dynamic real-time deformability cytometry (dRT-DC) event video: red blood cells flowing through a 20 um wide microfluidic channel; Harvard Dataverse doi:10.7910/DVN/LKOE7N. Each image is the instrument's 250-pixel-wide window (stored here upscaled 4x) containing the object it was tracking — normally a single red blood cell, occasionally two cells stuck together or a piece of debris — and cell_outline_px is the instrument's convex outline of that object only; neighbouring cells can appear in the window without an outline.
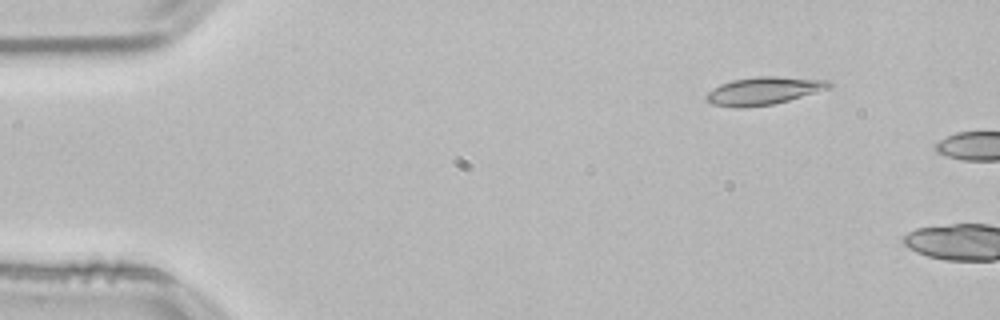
{"species": "common noctule bat (a hibernating species)", "species_latin": "Nyctalus noctula", "temperature_condition": "room temperature", "stored_images_in_passage": 5, "camera_frame_rate_fps": 3000, "um_per_image_px": 0.085, "animal": {"sex": "male", "body_mass_g": 21.5, "forearm_length_mm": 52.0}, "frame": {"image": 1, "passage_image": 1, "time_ms": 0.0, "image_size_px": [1000, 320], "cell_outline_px": [[832, 84], [828, 88], [816, 92], [788, 100], [772, 104], [744, 108], [740, 108], [712, 104], [704, 100], [704, 96], [708, 92], [720, 84], [732, 80], [756, 76], [776, 76], [828, 80]], "centroid_in_image_um": [64.85, 7.72], "position_along_channel_um": 20.1, "area_um2": 19.77}}